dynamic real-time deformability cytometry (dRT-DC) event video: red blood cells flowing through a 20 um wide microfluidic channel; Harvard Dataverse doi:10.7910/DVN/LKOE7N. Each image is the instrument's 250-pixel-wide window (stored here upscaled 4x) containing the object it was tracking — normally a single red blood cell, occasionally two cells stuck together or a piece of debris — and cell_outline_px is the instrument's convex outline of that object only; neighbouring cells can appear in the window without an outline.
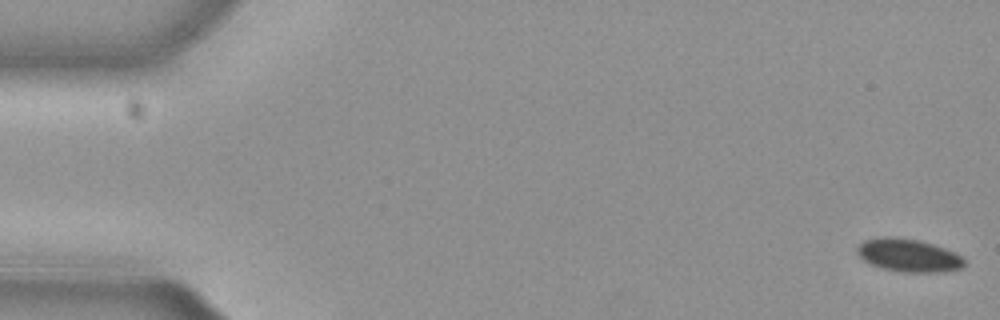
{"species": "common noctule bat (a hibernating species)", "species_latin": "Nyctalus noctula", "temperature_condition": "cold", "stored_images_in_passage": 54, "camera_frame_rate_fps": 3000, "um_per_image_px": 0.085, "animal": {"sex": "female", "body_mass_g": 29.2, "forearm_length_mm": 56.3}, "frame": {"image": 1, "passage_image": 1, "time_ms": 0.0, "image_size_px": [1000, 320], "cell_outline_px": [[964, 264], [960, 268], [940, 272], [904, 272], [884, 268], [872, 264], [864, 260], [856, 252], [856, 248], [864, 240], [880, 236], [888, 236], [920, 240], [944, 248], [960, 256], [964, 260]], "centroid_in_image_um": [77.18, 21.69], "position_along_channel_um": 7.8, "area_um2": 20.29}}
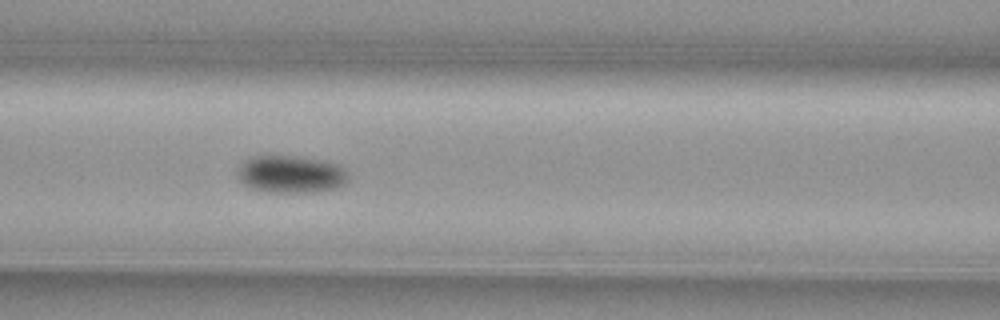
{"frame": {"image": 2, "passage_image": 23, "time_ms": 7.333, "image_size_px": [1000, 320], "cell_outline_px": [[348, 180], [344, 184], [336, 188], [316, 192], [268, 192], [252, 188], [244, 184], [236, 176], [236, 168], [244, 160], [252, 156], [296, 156], [320, 160], [340, 164], [348, 172]], "centroid_in_image_um": [24.71, 14.8], "position_along_channel_um": 141.9, "area_um2": 24.45}}
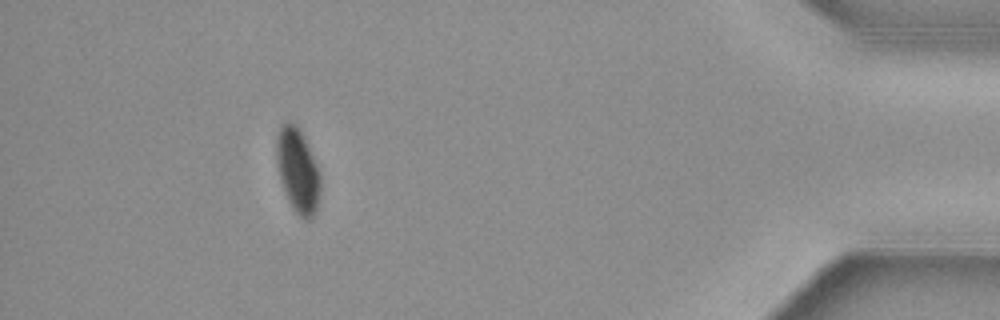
{"frame": {"image": 3, "passage_image": 49, "time_ms": 16.0, "image_size_px": [1000, 320], "cell_outline_px": [[320, 188], [316, 212], [308, 220], [304, 220], [292, 208], [288, 200], [280, 180], [276, 160], [276, 136], [280, 124], [288, 120], [296, 124], [300, 128], [320, 172]], "centroid_in_image_um": [25.29, 14.45], "position_along_channel_um": 409.9, "area_um2": 21.79}, "authors_computed_cell_mechanics": {"area_um2": 22.3397, "velocity_mm_per_s": 3.8187, "shape_relaxation_time_tau1_ms": 2.5424, "shape_relaxation_time_tau2_ms": null, "deformation_change_tau1": 0.0731, "deformation_change_tau2": null}}